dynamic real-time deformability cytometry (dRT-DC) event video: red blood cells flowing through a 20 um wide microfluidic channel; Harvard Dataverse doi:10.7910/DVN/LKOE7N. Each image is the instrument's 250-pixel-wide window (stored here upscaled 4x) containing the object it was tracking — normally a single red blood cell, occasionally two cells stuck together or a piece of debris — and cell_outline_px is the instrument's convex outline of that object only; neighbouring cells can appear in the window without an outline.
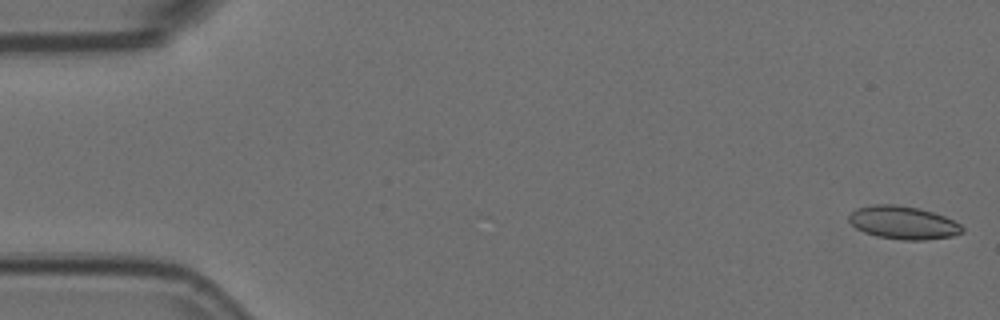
{"species": "Egyptian fruit bat (a non-hibernating species)", "species_latin": "Rousettus aegyptiacus", "temperature_condition": "room temperature", "stored_images_in_passage": 56, "camera_frame_rate_fps": 3000, "um_per_image_px": 0.085, "animal": {"sex": "female"}, "frame": {"image": 1, "passage_image": 1, "time_ms": 0.0, "image_size_px": [1000, 320], "cell_outline_px": [[964, 232], [952, 236], [924, 240], [904, 240], [876, 236], [864, 232], [856, 228], [848, 220], [848, 216], [856, 208], [872, 204], [896, 204], [920, 208], [944, 216], [960, 224], [964, 228]], "centroid_in_image_um": [76.76, 18.92], "position_along_channel_um": 8.2, "area_um2": 21.91}}
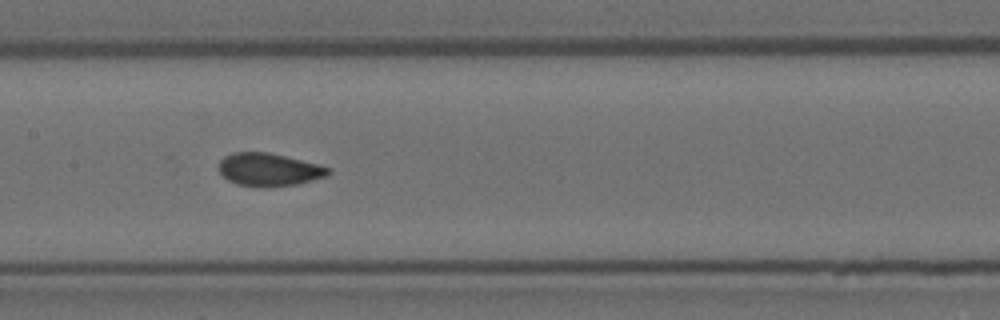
{"frame": {"image": 2, "passage_image": 27, "time_ms": 8.667, "image_size_px": [1000, 320], "cell_outline_px": [[332, 172], [324, 176], [296, 184], [268, 188], [260, 188], [236, 184], [228, 180], [220, 172], [220, 160], [224, 156], [232, 152], [268, 152], [316, 164], [328, 168]], "centroid_in_image_um": [22.8, 14.43], "position_along_channel_um": 184.6, "area_um2": 20.81}}
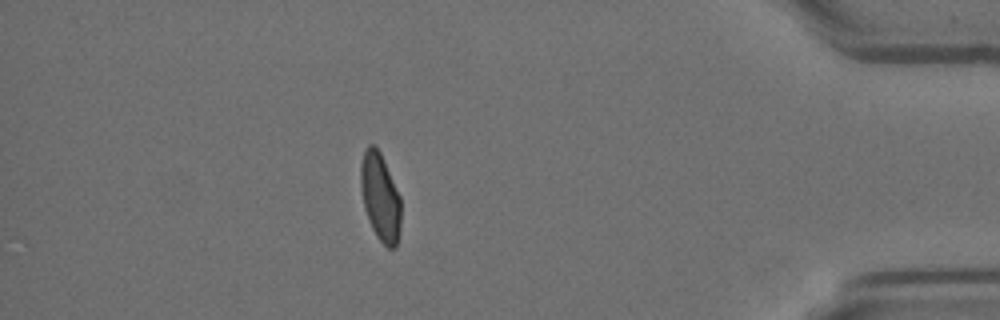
{"frame": {"image": 3, "passage_image": 49, "time_ms": 16.0, "image_size_px": [1000, 320], "cell_outline_px": [[400, 232], [396, 248], [388, 248], [376, 236], [372, 228], [364, 208], [360, 184], [360, 164], [364, 152], [368, 144], [372, 144], [380, 152], [400, 196]], "centroid_in_image_um": [32.31, 16.77], "position_along_channel_um": 402.9, "area_um2": 20.52}, "authors_computed_cell_mechanics": {"area_um2": 21.2415, "velocity_mm_per_s": 3.6084, "shape_relaxation_time_tau1_ms": 7.6494, "shape_relaxation_time_tau2_ms": 0.6923, "deformation_change_tau1": 0.1698, "deformation_change_tau2": 0.0609}}